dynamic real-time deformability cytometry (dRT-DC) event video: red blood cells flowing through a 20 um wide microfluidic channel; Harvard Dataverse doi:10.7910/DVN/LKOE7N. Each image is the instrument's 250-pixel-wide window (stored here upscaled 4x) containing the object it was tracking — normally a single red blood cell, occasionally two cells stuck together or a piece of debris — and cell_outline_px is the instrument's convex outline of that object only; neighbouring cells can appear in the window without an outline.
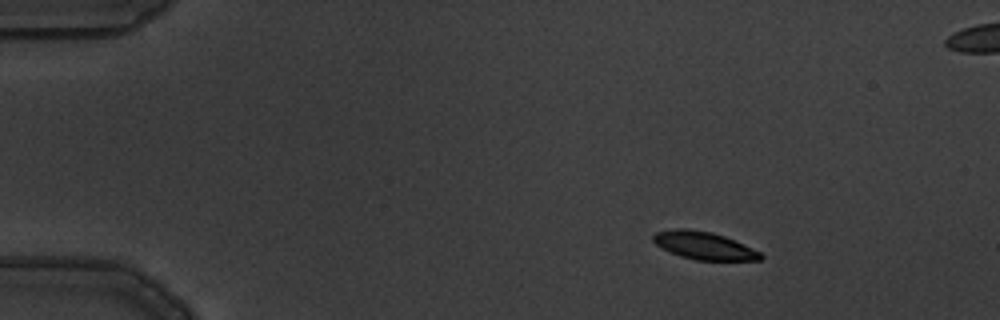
{"species": "common noctule bat (a hibernating species)", "species_latin": "Nyctalus noctula", "temperature_condition": "warm", "stored_images_in_passage": 2, "camera_frame_rate_fps": 3000, "um_per_image_px": 0.085, "animal": {"sex": "male", "body_mass_g": 19.5, "forearm_length_mm": 54.6}, "frame": {"image": 1, "passage_image": 1, "time_ms": 0.0, "image_size_px": [1000, 320], "cell_outline_px": [[764, 256], [760, 260], [696, 260], [680, 256], [656, 244], [652, 240], [652, 236], [656, 232], [676, 228], [688, 228], [712, 232], [724, 236], [744, 244], [760, 252]], "centroid_in_image_um": [59.84, 20.86], "position_along_channel_um": 25.2, "area_um2": 17.22}}